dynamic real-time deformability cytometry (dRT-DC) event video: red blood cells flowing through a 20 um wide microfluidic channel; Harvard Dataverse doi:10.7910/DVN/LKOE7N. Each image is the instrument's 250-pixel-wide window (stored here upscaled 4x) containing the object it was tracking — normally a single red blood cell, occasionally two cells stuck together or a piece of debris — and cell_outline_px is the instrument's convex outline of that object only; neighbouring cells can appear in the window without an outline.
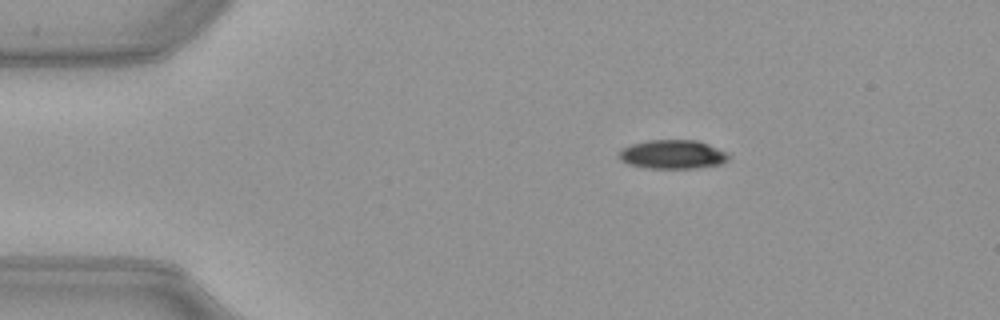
{"species": "common noctule bat (a hibernating species)", "species_latin": "Nyctalus noctula", "temperature_condition": "warm", "stored_images_in_passage": 44, "camera_frame_rate_fps": 3000, "um_per_image_px": 0.085, "animal": {"sex": "female", "body_mass_g": 21.9}, "frame": {"image": 1, "passage_image": 1, "time_ms": 0.0, "image_size_px": [1000, 320], "cell_outline_px": [[728, 160], [720, 164], [696, 168], [648, 168], [628, 164], [620, 160], [616, 152], [620, 148], [632, 144], [648, 140], [696, 140], [708, 144], [728, 152]], "centroid_in_image_um": [57.13, 13.12], "position_along_channel_um": 27.9, "area_um2": 18.61}}
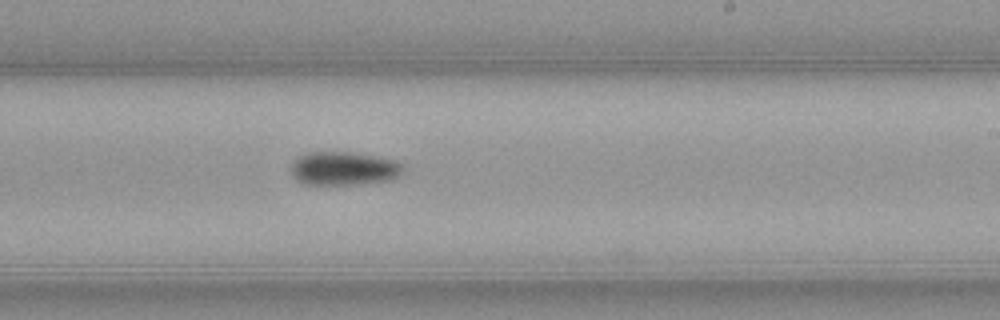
{"frame": {"image": 2, "passage_image": 23, "time_ms": 7.333, "image_size_px": [1000, 320], "cell_outline_px": [[404, 172], [400, 176], [392, 180], [360, 184], [304, 184], [296, 180], [292, 176], [292, 164], [300, 156], [308, 152], [352, 152], [380, 156], [396, 160], [404, 164]], "centroid_in_image_um": [29.31, 14.32], "position_along_channel_um": 259.7, "area_um2": 22.25}}
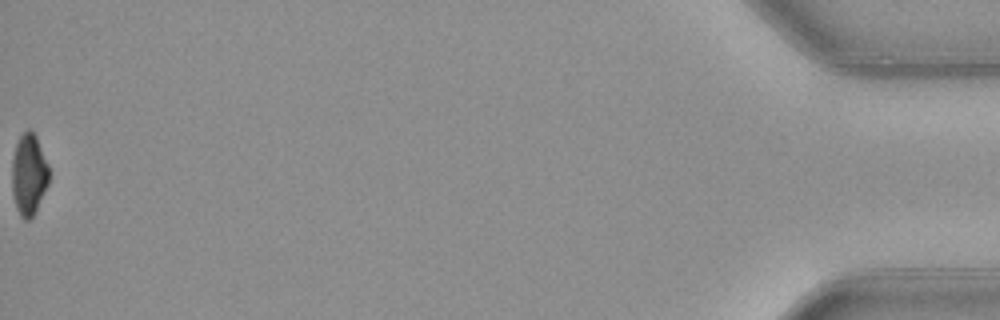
{"frame": {"image": 3, "passage_image": 44, "time_ms": 14.333, "image_size_px": [1000, 320], "cell_outline_px": [[48, 184], [32, 216], [28, 220], [24, 220], [20, 216], [16, 208], [12, 192], [12, 156], [16, 144], [20, 136], [28, 128], [36, 136], [48, 164]], "centroid_in_image_um": [2.43, 14.82], "position_along_channel_um": 432.8, "area_um2": 17.34}, "authors_computed_cell_mechanics": {"area_um2": 20.3745, "velocity_mm_per_s": 3.9995, "shape_relaxation_time_tau1_ms": 2.416, "shape_relaxation_time_tau2_ms": null, "deformation_change_tau1": 0.1379, "deformation_change_tau2": null}}